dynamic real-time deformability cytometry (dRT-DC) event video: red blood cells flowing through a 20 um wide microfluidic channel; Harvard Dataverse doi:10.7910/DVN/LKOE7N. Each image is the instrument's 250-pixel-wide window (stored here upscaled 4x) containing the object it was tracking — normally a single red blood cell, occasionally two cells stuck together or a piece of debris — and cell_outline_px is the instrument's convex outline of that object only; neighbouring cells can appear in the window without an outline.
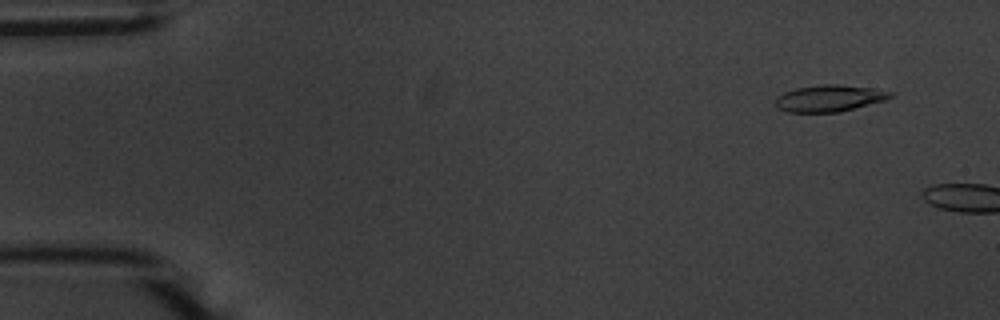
{"species": "common noctule bat (a hibernating species)", "species_latin": "Nyctalus noctula", "temperature_condition": "warm", "stored_images_in_passage": 5, "camera_frame_rate_fps": 3000, "um_per_image_px": 0.085, "animal": {"sex": "male", "body_mass_g": 20.1, "forearm_length_mm": 53.5}, "frame": {"image": 1, "passage_image": 2, "time_ms": 0.333, "image_size_px": [1000, 320], "cell_outline_px": [[896, 96], [888, 100], [840, 112], [788, 112], [780, 108], [776, 104], [776, 96], [784, 92], [796, 88], [824, 84], [840, 84], [896, 92]], "centroid_in_image_um": [70.58, 8.35], "position_along_channel_um": 14.4, "area_um2": 17.98}}